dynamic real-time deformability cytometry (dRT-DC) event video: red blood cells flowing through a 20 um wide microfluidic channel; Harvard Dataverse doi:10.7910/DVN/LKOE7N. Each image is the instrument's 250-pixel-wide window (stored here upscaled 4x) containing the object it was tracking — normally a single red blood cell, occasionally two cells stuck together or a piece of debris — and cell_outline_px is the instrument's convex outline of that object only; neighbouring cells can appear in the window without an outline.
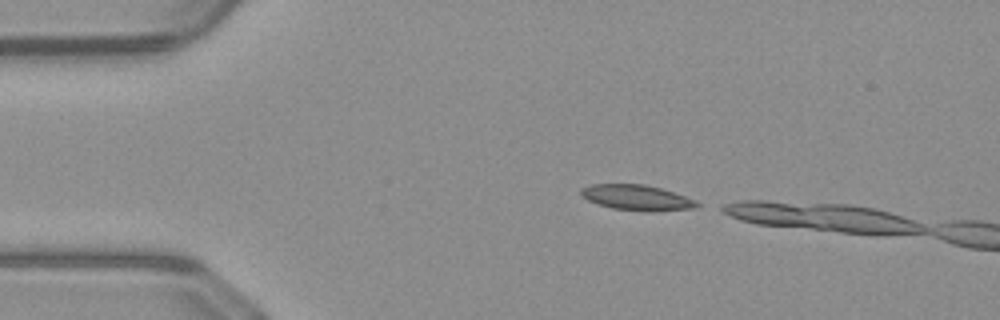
{"species": "common noctule bat (a hibernating species)", "species_latin": "Nyctalus noctula", "temperature_condition": "warm", "stored_images_in_passage": 4, "camera_frame_rate_fps": 3000, "um_per_image_px": 0.085, "animal": {"sex": "male", "body_mass_g": 23.1, "forearm_length_mm": 52.7}, "frame": {"image": 1, "passage_image": 1, "time_ms": 0.0, "image_size_px": [1000, 320], "cell_outline_px": [[700, 204], [696, 208], [612, 208], [588, 200], [580, 196], [580, 188], [588, 184], [644, 184], [660, 188], [696, 200]], "centroid_in_image_um": [54.0, 16.72], "position_along_channel_um": 31.0, "area_um2": 16.01}}